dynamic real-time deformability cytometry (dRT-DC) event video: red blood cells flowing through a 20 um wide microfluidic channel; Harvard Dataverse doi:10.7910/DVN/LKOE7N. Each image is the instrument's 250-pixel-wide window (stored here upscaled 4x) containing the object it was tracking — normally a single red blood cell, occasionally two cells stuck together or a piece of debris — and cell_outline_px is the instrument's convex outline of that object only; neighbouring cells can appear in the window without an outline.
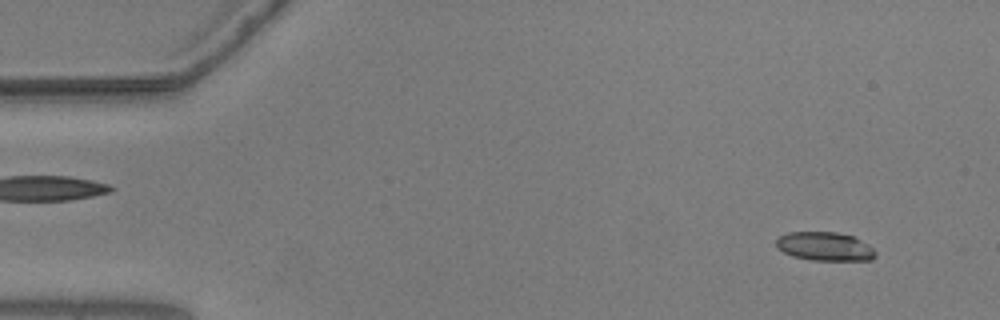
{"species": "common noctule bat (a hibernating species)", "species_latin": "Nyctalus noctula", "temperature_condition": "warm", "stored_images_in_passage": 55, "camera_frame_rate_fps": 3000, "um_per_image_px": 0.085, "animal": {"sex": "male", "body_mass_g": 20.5, "forearm_length_mm": 52.5}, "frame": {"image": 1, "passage_image": 4, "time_ms": 1.0, "image_size_px": [1000, 320], "cell_outline_px": [[876, 256], [872, 260], [812, 260], [792, 256], [776, 248], [776, 240], [780, 236], [788, 232], [836, 232], [852, 236], [868, 244], [876, 252]], "centroid_in_image_um": [70.1, 20.95], "position_along_channel_um": 14.9, "area_um2": 16.59}}
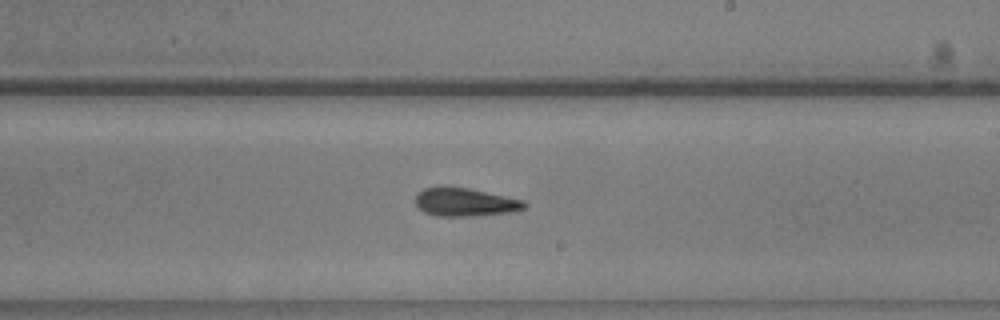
{"frame": {"image": 2, "passage_image": 32, "time_ms": 10.333, "image_size_px": [1000, 320], "cell_outline_px": [[528, 208], [516, 212], [476, 216], [436, 216], [424, 212], [416, 204], [416, 192], [424, 188], [468, 188], [524, 200], [528, 204]], "centroid_in_image_um": [39.61, 17.21], "position_along_channel_um": 249.4, "area_um2": 17.98}}
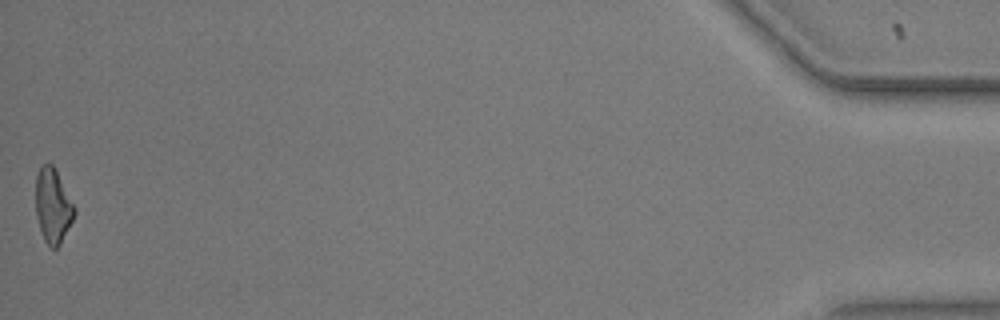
{"frame": {"image": 3, "passage_image": 55, "time_ms": 18.0, "image_size_px": [1000, 320], "cell_outline_px": [[76, 212], [60, 244], [56, 248], [52, 248], [44, 240], [36, 216], [36, 176], [40, 168], [44, 164], [52, 164], [76, 208]], "centroid_in_image_um": [4.49, 17.51], "position_along_channel_um": 430.7, "area_um2": 16.42}, "authors_computed_cell_mechanics": {"area_um2": 17.6868, "velocity_mm_per_s": 3.6536, "shape_relaxation_time_tau1_ms": 8.0891, "shape_relaxation_time_tau2_ms": 4.6105, "deformation_change_tau1": 0.2014, "deformation_change_tau2": 0.1599}}